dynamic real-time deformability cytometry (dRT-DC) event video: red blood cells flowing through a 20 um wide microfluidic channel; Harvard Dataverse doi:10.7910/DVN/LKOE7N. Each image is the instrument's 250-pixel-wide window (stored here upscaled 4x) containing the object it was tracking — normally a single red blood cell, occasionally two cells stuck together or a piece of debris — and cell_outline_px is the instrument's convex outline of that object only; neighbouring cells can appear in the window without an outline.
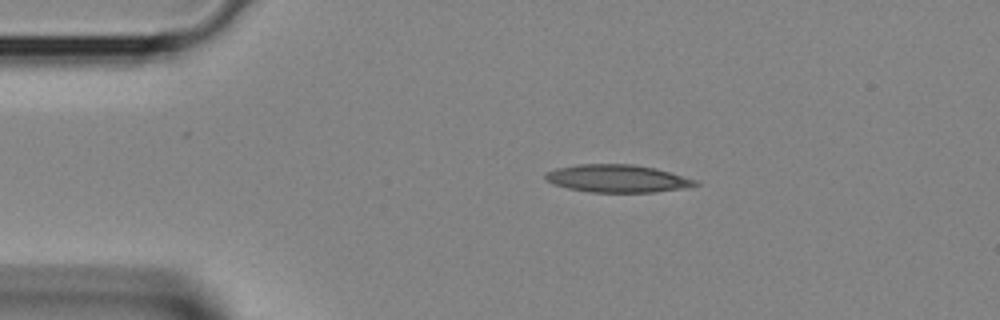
{"species": "Egyptian fruit bat (a non-hibernating species)", "species_latin": "Rousettus aegyptiacus", "temperature_condition": "room temperature", "stored_images_in_passage": 31, "camera_frame_rate_fps": 3000, "um_per_image_px": 0.085, "animal": {"sex": "female"}, "frame": {"image": 1, "passage_image": 1, "time_ms": 0.0, "image_size_px": [1000, 320], "cell_outline_px": [[700, 184], [684, 188], [652, 192], [588, 192], [568, 188], [552, 184], [544, 176], [548, 172], [556, 168], [580, 164], [632, 164], [656, 168], [696, 180]], "centroid_in_image_um": [52.47, 15.17], "position_along_channel_um": 32.5, "area_um2": 23.99}}
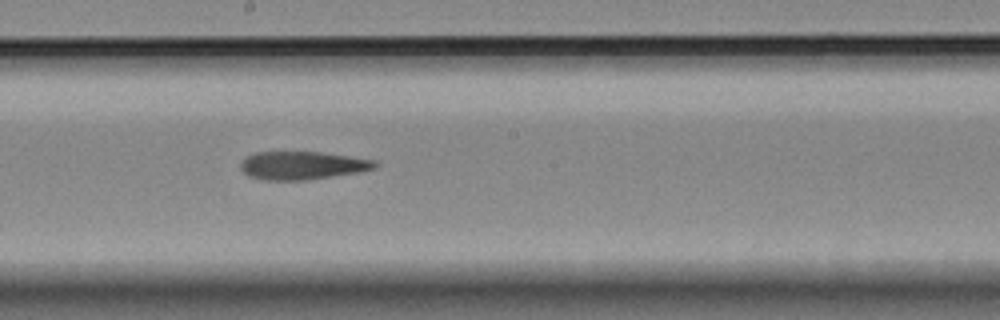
{"frame": {"image": 2, "passage_image": 14, "time_ms": 4.333, "image_size_px": [1000, 320], "cell_outline_px": [[380, 164], [376, 168], [360, 172], [304, 180], [264, 180], [248, 176], [240, 168], [240, 164], [244, 156], [256, 152], [320, 152], [376, 160]], "centroid_in_image_um": [25.69, 14.06], "position_along_channel_um": 222.5, "area_um2": 22.14}}
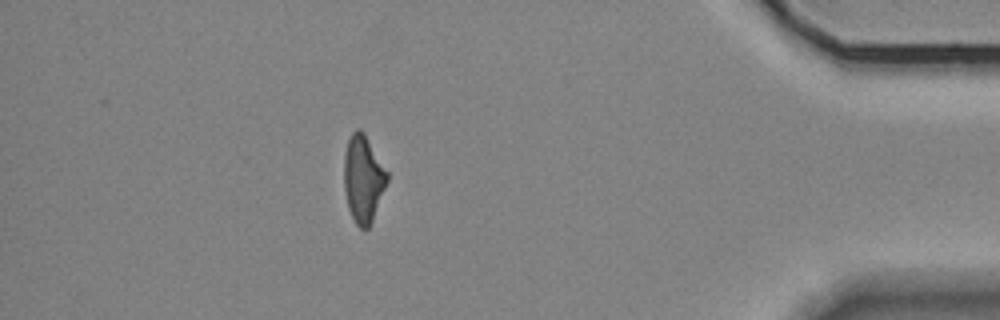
{"frame": {"image": 3, "passage_image": 27, "time_ms": 8.667, "image_size_px": [1000, 320], "cell_outline_px": [[388, 180], [372, 220], [368, 228], [360, 228], [356, 224], [348, 208], [344, 188], [344, 156], [348, 140], [352, 132], [356, 128], [360, 128], [364, 132], [388, 172]], "centroid_in_image_um": [30.86, 15.16], "position_along_channel_um": 404.3, "area_um2": 21.73}}